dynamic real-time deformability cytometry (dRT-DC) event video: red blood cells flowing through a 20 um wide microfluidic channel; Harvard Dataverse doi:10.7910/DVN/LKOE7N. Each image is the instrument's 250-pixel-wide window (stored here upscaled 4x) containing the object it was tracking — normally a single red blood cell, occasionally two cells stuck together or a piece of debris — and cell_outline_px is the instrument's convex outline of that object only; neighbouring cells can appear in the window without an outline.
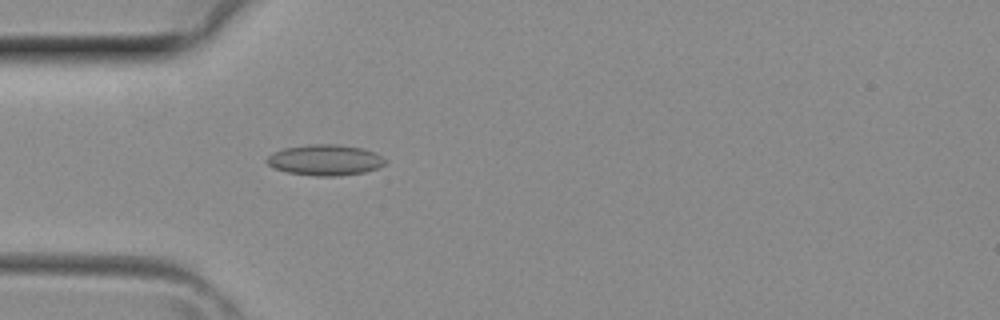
{"species": "common noctule bat (a hibernating species)", "species_latin": "Nyctalus noctula", "temperature_condition": "room temperature", "stored_images_in_passage": 40, "camera_frame_rate_fps": 3000, "um_per_image_px": 0.085, "animal": {"sex": "female", "body_mass_g": 29.2, "forearm_length_mm": 56.3}, "frame": {"image": 1, "passage_image": 12, "time_ms": 3.667, "image_size_px": [1000, 320], "cell_outline_px": [[388, 160], [384, 164], [376, 168], [364, 172], [336, 176], [316, 176], [288, 172], [276, 168], [268, 164], [264, 160], [272, 152], [284, 148], [308, 144], [336, 144], [360, 148], [376, 152]], "centroid_in_image_um": [27.63, 13.59], "position_along_channel_um": 57.4, "area_um2": 21.21}}
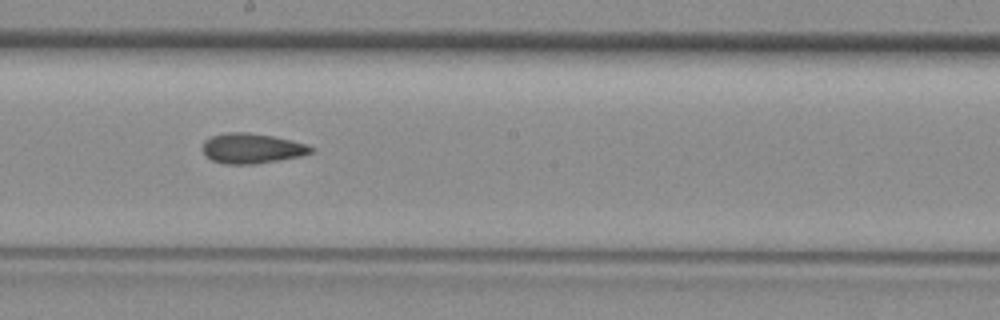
{"frame": {"image": 2, "passage_image": 22, "time_ms": 7.0, "image_size_px": [1000, 320], "cell_outline_px": [[316, 148], [312, 152], [300, 156], [252, 164], [224, 164], [212, 160], [204, 152], [204, 140], [212, 136], [228, 132], [248, 132], [272, 136], [292, 140], [308, 144]], "centroid_in_image_um": [21.44, 12.6], "position_along_channel_um": 226.8, "area_um2": 18.84}}
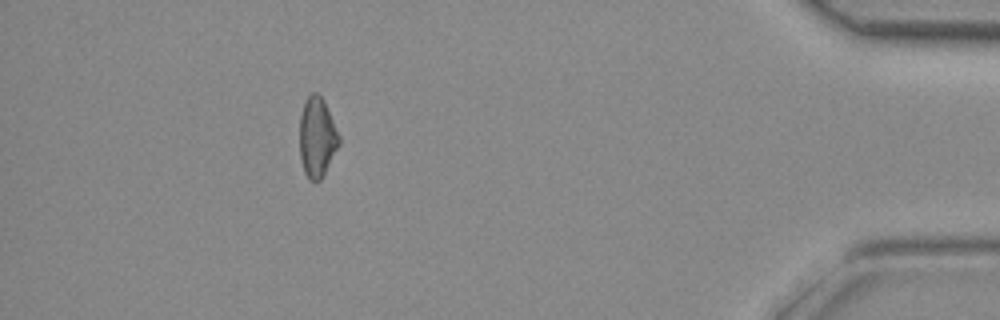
{"frame": {"image": 3, "passage_image": 36, "time_ms": 11.667, "image_size_px": [1000, 320], "cell_outline_px": [[340, 144], [324, 176], [320, 180], [308, 180], [304, 172], [300, 156], [300, 116], [304, 104], [308, 96], [312, 92], [316, 92], [324, 100], [340, 136]], "centroid_in_image_um": [26.96, 11.69], "position_along_channel_um": 408.2, "area_um2": 18.44}}